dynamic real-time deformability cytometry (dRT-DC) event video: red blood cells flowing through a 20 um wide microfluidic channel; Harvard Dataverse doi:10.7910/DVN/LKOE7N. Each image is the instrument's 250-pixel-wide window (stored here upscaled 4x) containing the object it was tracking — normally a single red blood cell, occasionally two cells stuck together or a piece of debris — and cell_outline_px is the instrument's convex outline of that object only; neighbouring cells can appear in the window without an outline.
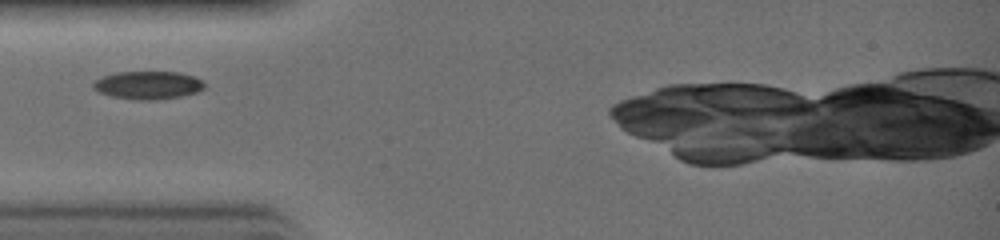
{"species": "common noctule bat (a hibernating species)", "species_latin": "Nyctalus noctula", "temperature_condition": "warm", "stored_images_in_passage": 19, "camera_frame_rate_fps": 3000, "um_per_image_px": 0.085, "animal": {"sex": "female", "body_mass_g": 19.0, "forearm_length_mm": 51.5}, "frame": {"image": 1, "passage_image": 1, "time_ms": 0.0, "image_size_px": [1000, 240], "cell_outline_px": [[204, 88], [196, 92], [180, 96], [156, 100], [136, 100], [112, 96], [100, 92], [92, 88], [92, 84], [96, 80], [104, 76], [116, 72], [180, 72], [192, 76], [200, 80], [204, 84]], "centroid_in_image_um": [12.56, 7.24], "position_along_channel_um": 72.4, "area_um2": 17.98}}
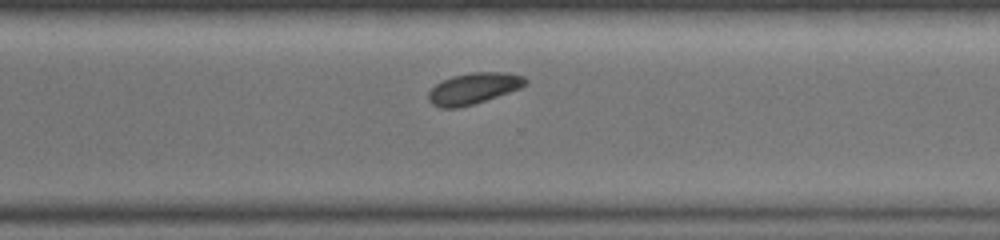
{"frame": {"image": 2, "passage_image": 14, "time_ms": 4.333, "image_size_px": [1000, 240], "cell_outline_px": [[528, 84], [520, 88], [460, 108], [440, 108], [432, 104], [428, 100], [428, 92], [436, 84], [452, 76], [472, 72], [504, 72], [524, 76], [528, 80]], "centroid_in_image_um": [40.25, 7.51], "position_along_channel_um": 330.4, "area_um2": 17.51}}
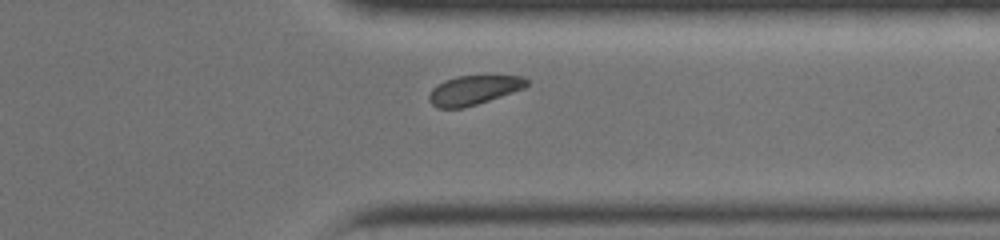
{"frame": {"image": 3, "passage_image": 16, "time_ms": 5.0, "image_size_px": [1000, 240], "cell_outline_px": [[528, 84], [524, 88], [464, 108], [436, 108], [428, 100], [428, 96], [432, 88], [436, 84], [444, 80], [456, 76], [524, 76], [528, 80]], "centroid_in_image_um": [40.21, 7.66], "position_along_channel_um": 371.2, "area_um2": 16.59}}